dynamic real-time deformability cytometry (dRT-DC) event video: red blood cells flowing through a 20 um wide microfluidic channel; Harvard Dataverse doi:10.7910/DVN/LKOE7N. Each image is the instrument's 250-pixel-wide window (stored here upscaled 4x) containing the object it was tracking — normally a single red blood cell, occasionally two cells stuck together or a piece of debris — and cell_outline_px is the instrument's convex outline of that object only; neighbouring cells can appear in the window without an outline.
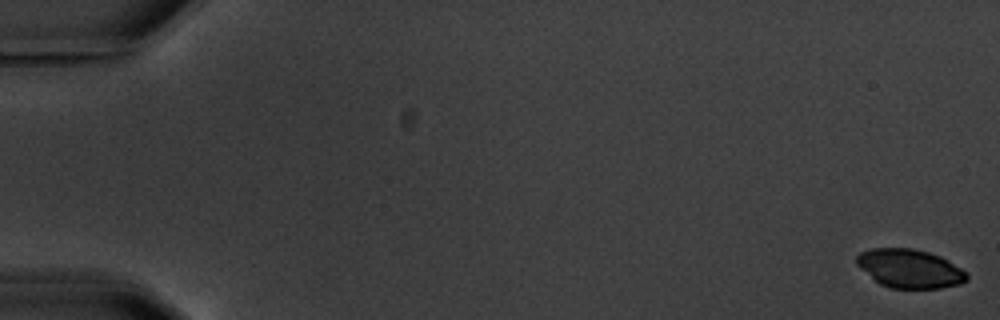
{"species": "common noctule bat (a hibernating species)", "species_latin": "Nyctalus noctula", "temperature_condition": "warm", "stored_images_in_passage": 4, "camera_frame_rate_fps": 3000, "um_per_image_px": 0.085, "animal": {"sex": "male", "body_mass_g": 20.1, "forearm_length_mm": 53.5}, "frame": {"image": 1, "passage_image": 1, "time_ms": 0.0, "image_size_px": [1000, 320], "cell_outline_px": [[968, 280], [960, 284], [940, 288], [892, 288], [880, 284], [860, 268], [856, 264], [856, 256], [860, 252], [872, 248], [912, 248], [928, 252], [940, 256], [968, 272]], "centroid_in_image_um": [77.33, 22.82], "position_along_channel_um": 7.7, "area_um2": 24.85}}